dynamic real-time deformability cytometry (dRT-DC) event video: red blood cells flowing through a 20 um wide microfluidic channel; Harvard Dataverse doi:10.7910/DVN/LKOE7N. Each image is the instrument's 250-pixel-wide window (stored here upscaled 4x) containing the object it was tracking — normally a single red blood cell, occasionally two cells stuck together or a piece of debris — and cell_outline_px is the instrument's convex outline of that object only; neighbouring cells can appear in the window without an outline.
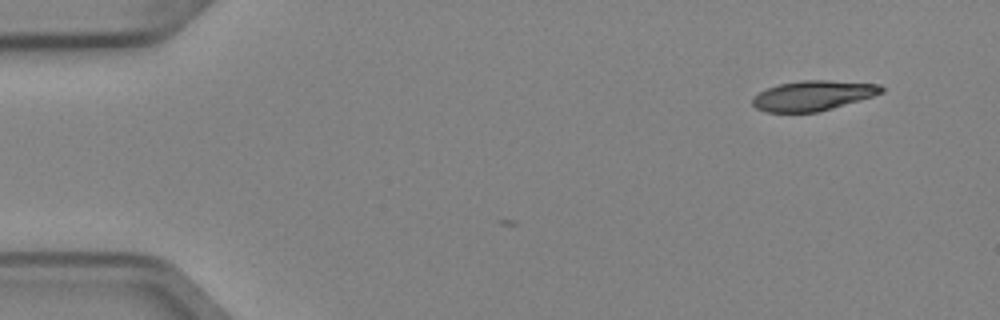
{"species": "Egyptian fruit bat (a non-hibernating species)", "species_latin": "Rousettus aegyptiacus", "temperature_condition": "cold", "stored_images_in_passage": 2, "camera_frame_rate_fps": 3000, "um_per_image_px": 0.085, "animal": {"sex": "female"}, "frame": {"image": 1, "passage_image": 2, "time_ms": 0.333, "image_size_px": [1000, 320], "cell_outline_px": [[884, 92], [872, 96], [832, 108], [816, 112], [768, 112], [756, 108], [752, 104], [752, 100], [760, 92], [768, 88], [780, 84], [804, 80], [828, 80], [880, 84], [884, 88]], "centroid_in_image_um": [69.12, 8.12], "position_along_channel_um": 15.9, "area_um2": 22.2}}